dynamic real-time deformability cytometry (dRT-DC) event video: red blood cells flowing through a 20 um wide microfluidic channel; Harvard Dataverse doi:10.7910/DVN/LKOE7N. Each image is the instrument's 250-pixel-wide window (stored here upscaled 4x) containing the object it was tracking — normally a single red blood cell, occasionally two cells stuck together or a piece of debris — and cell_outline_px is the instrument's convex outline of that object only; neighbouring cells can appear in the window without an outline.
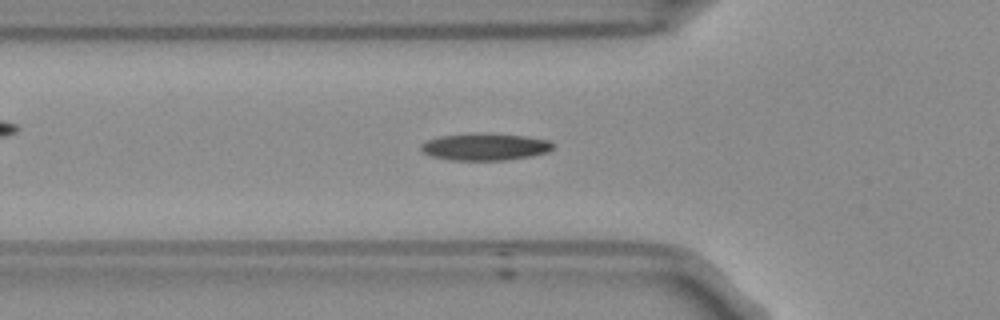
{"species": "Egyptian fruit bat (a non-hibernating species)", "species_latin": "Rousettus aegyptiacus", "temperature_condition": "room temperature", "stored_images_in_passage": 47, "camera_frame_rate_fps": 3000, "um_per_image_px": 0.085, "frame": {"image": 1, "passage_image": 18, "time_ms": 5.667, "image_size_px": [1000, 320], "cell_outline_px": [[552, 148], [548, 152], [532, 156], [504, 160], [452, 160], [432, 156], [424, 152], [420, 148], [420, 144], [428, 140], [440, 136], [476, 132], [484, 132], [528, 136], [548, 140], [552, 144]], "centroid_in_image_um": [41.23, 12.46], "position_along_channel_um": 84.6, "area_um2": 20.98}}
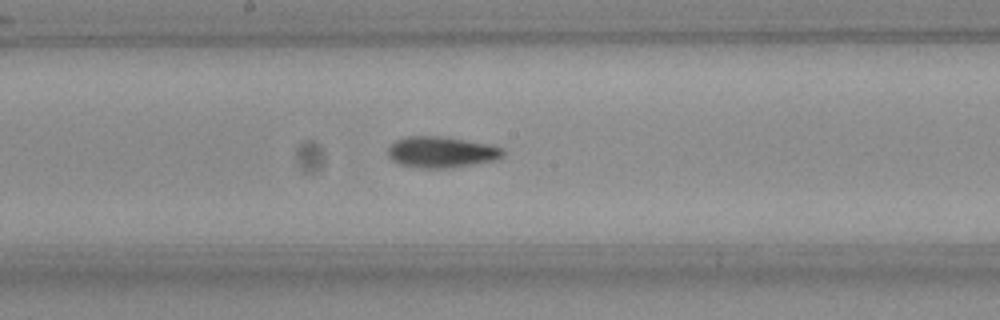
{"frame": {"image": 2, "passage_image": 28, "time_ms": 9.0, "image_size_px": [1000, 320], "cell_outline_px": [[504, 156], [496, 160], [476, 164], [452, 168], [420, 168], [400, 164], [392, 160], [388, 156], [388, 148], [396, 140], [404, 136], [444, 136], [488, 144], [504, 148]], "centroid_in_image_um": [37.54, 12.93], "position_along_channel_um": 210.7, "area_um2": 21.1}}
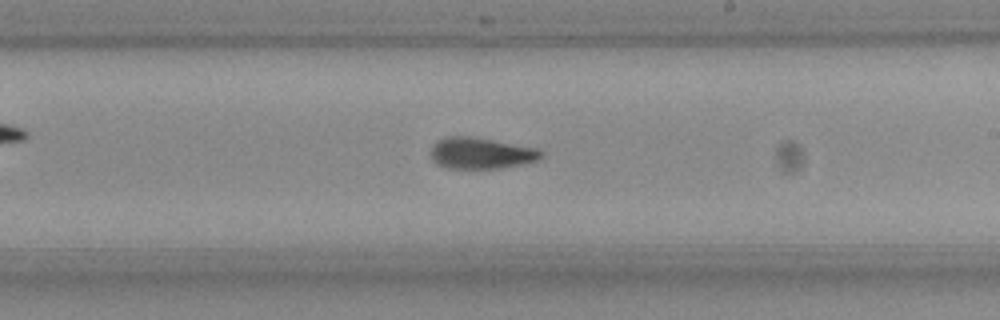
{"frame": {"image": 3, "passage_image": 31, "time_ms": 10.0, "image_size_px": [1000, 320], "cell_outline_px": [[544, 156], [536, 160], [520, 164], [496, 168], [448, 168], [432, 160], [432, 148], [436, 140], [448, 136], [472, 136], [536, 148], [544, 152]], "centroid_in_image_um": [40.88, 13.0], "position_along_channel_um": 248.1, "area_um2": 19.83}, "authors_computed_cell_mechanics": {"area_um2": 19.8832, "velocity_mm_per_s": 3.7552, "shape_relaxation_time_tau1_ms": 6.8219, "shape_relaxation_time_tau2_ms": 3.3907, "deformation_change_tau1": 0.2058, "deformation_change_tau2": 0.1086}}